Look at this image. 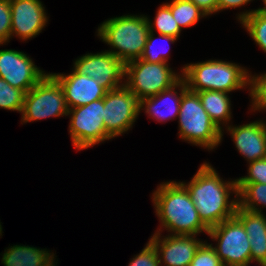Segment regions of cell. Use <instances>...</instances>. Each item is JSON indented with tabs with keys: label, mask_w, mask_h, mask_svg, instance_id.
<instances>
[{
	"label": "cell",
	"mask_w": 266,
	"mask_h": 266,
	"mask_svg": "<svg viewBox=\"0 0 266 266\" xmlns=\"http://www.w3.org/2000/svg\"><path fill=\"white\" fill-rule=\"evenodd\" d=\"M208 236L218 242L213 248L224 266L251 263V246L242 223L234 216L209 229Z\"/></svg>",
	"instance_id": "obj_9"
},
{
	"label": "cell",
	"mask_w": 266,
	"mask_h": 266,
	"mask_svg": "<svg viewBox=\"0 0 266 266\" xmlns=\"http://www.w3.org/2000/svg\"><path fill=\"white\" fill-rule=\"evenodd\" d=\"M262 1H263L264 6H266V0H262Z\"/></svg>",
	"instance_id": "obj_35"
},
{
	"label": "cell",
	"mask_w": 266,
	"mask_h": 266,
	"mask_svg": "<svg viewBox=\"0 0 266 266\" xmlns=\"http://www.w3.org/2000/svg\"><path fill=\"white\" fill-rule=\"evenodd\" d=\"M25 92L12 87L0 77V108L21 113Z\"/></svg>",
	"instance_id": "obj_25"
},
{
	"label": "cell",
	"mask_w": 266,
	"mask_h": 266,
	"mask_svg": "<svg viewBox=\"0 0 266 266\" xmlns=\"http://www.w3.org/2000/svg\"><path fill=\"white\" fill-rule=\"evenodd\" d=\"M196 93L211 120L224 132V129H222L224 127L222 126H229L232 118L229 93L214 90L199 91Z\"/></svg>",
	"instance_id": "obj_20"
},
{
	"label": "cell",
	"mask_w": 266,
	"mask_h": 266,
	"mask_svg": "<svg viewBox=\"0 0 266 266\" xmlns=\"http://www.w3.org/2000/svg\"><path fill=\"white\" fill-rule=\"evenodd\" d=\"M11 39V7L10 0H0V44Z\"/></svg>",
	"instance_id": "obj_31"
},
{
	"label": "cell",
	"mask_w": 266,
	"mask_h": 266,
	"mask_svg": "<svg viewBox=\"0 0 266 266\" xmlns=\"http://www.w3.org/2000/svg\"><path fill=\"white\" fill-rule=\"evenodd\" d=\"M190 194L200 220L208 228L235 216L238 206L236 179L224 181L209 162H204L190 182H181ZM230 194L235 197L230 199Z\"/></svg>",
	"instance_id": "obj_1"
},
{
	"label": "cell",
	"mask_w": 266,
	"mask_h": 266,
	"mask_svg": "<svg viewBox=\"0 0 266 266\" xmlns=\"http://www.w3.org/2000/svg\"><path fill=\"white\" fill-rule=\"evenodd\" d=\"M250 265V263H248V264H244V265H241V266H249Z\"/></svg>",
	"instance_id": "obj_36"
},
{
	"label": "cell",
	"mask_w": 266,
	"mask_h": 266,
	"mask_svg": "<svg viewBox=\"0 0 266 266\" xmlns=\"http://www.w3.org/2000/svg\"><path fill=\"white\" fill-rule=\"evenodd\" d=\"M161 39H163L164 41L166 40L167 42L169 43H175L178 38H175V37H172V36H165V35H159ZM155 33L149 31L148 33V36H147V41H146V45H145V49H144V52L142 54V57L141 59L142 60H145L147 62H150V63H161V62H167L168 63V59L170 56L169 55V51L168 54L166 53V51H163L164 50V47H163V50H160L156 49L155 48ZM166 49V48H165Z\"/></svg>",
	"instance_id": "obj_27"
},
{
	"label": "cell",
	"mask_w": 266,
	"mask_h": 266,
	"mask_svg": "<svg viewBox=\"0 0 266 266\" xmlns=\"http://www.w3.org/2000/svg\"><path fill=\"white\" fill-rule=\"evenodd\" d=\"M147 20L149 23V30L151 32H158V35H167L175 38L180 37L182 29L179 27L178 23L174 19L170 8L165 3H163L158 8L156 16L154 17V22H152L149 17H147Z\"/></svg>",
	"instance_id": "obj_24"
},
{
	"label": "cell",
	"mask_w": 266,
	"mask_h": 266,
	"mask_svg": "<svg viewBox=\"0 0 266 266\" xmlns=\"http://www.w3.org/2000/svg\"><path fill=\"white\" fill-rule=\"evenodd\" d=\"M140 100L125 85L107 91L104 97L103 122L113 137L130 130L140 113Z\"/></svg>",
	"instance_id": "obj_10"
},
{
	"label": "cell",
	"mask_w": 266,
	"mask_h": 266,
	"mask_svg": "<svg viewBox=\"0 0 266 266\" xmlns=\"http://www.w3.org/2000/svg\"><path fill=\"white\" fill-rule=\"evenodd\" d=\"M46 74L24 52L15 49L0 50V77L12 87L27 93Z\"/></svg>",
	"instance_id": "obj_12"
},
{
	"label": "cell",
	"mask_w": 266,
	"mask_h": 266,
	"mask_svg": "<svg viewBox=\"0 0 266 266\" xmlns=\"http://www.w3.org/2000/svg\"><path fill=\"white\" fill-rule=\"evenodd\" d=\"M197 7L204 11L208 16L217 13L218 0H191Z\"/></svg>",
	"instance_id": "obj_32"
},
{
	"label": "cell",
	"mask_w": 266,
	"mask_h": 266,
	"mask_svg": "<svg viewBox=\"0 0 266 266\" xmlns=\"http://www.w3.org/2000/svg\"><path fill=\"white\" fill-rule=\"evenodd\" d=\"M178 23L179 27L186 28L194 26L202 17L208 15L197 7L191 0H171L165 3Z\"/></svg>",
	"instance_id": "obj_22"
},
{
	"label": "cell",
	"mask_w": 266,
	"mask_h": 266,
	"mask_svg": "<svg viewBox=\"0 0 266 266\" xmlns=\"http://www.w3.org/2000/svg\"><path fill=\"white\" fill-rule=\"evenodd\" d=\"M73 69L97 81L107 91L125 85V63L111 52L87 53L75 60Z\"/></svg>",
	"instance_id": "obj_11"
},
{
	"label": "cell",
	"mask_w": 266,
	"mask_h": 266,
	"mask_svg": "<svg viewBox=\"0 0 266 266\" xmlns=\"http://www.w3.org/2000/svg\"><path fill=\"white\" fill-rule=\"evenodd\" d=\"M177 119L180 139L210 151L222 142L224 133L211 120L196 92L183 94Z\"/></svg>",
	"instance_id": "obj_5"
},
{
	"label": "cell",
	"mask_w": 266,
	"mask_h": 266,
	"mask_svg": "<svg viewBox=\"0 0 266 266\" xmlns=\"http://www.w3.org/2000/svg\"><path fill=\"white\" fill-rule=\"evenodd\" d=\"M190 266H224L216 254L212 243L204 242L197 250Z\"/></svg>",
	"instance_id": "obj_29"
},
{
	"label": "cell",
	"mask_w": 266,
	"mask_h": 266,
	"mask_svg": "<svg viewBox=\"0 0 266 266\" xmlns=\"http://www.w3.org/2000/svg\"><path fill=\"white\" fill-rule=\"evenodd\" d=\"M11 38L27 41L39 35L48 22L40 0H10Z\"/></svg>",
	"instance_id": "obj_14"
},
{
	"label": "cell",
	"mask_w": 266,
	"mask_h": 266,
	"mask_svg": "<svg viewBox=\"0 0 266 266\" xmlns=\"http://www.w3.org/2000/svg\"><path fill=\"white\" fill-rule=\"evenodd\" d=\"M181 72L187 89L192 92L214 90L230 93L242 88L249 91L248 70L229 61L215 59L185 64Z\"/></svg>",
	"instance_id": "obj_3"
},
{
	"label": "cell",
	"mask_w": 266,
	"mask_h": 266,
	"mask_svg": "<svg viewBox=\"0 0 266 266\" xmlns=\"http://www.w3.org/2000/svg\"><path fill=\"white\" fill-rule=\"evenodd\" d=\"M187 90V85L181 77L170 88L163 90L155 96L140 100V111L144 110L150 118L158 122L174 120L179 116L180 102Z\"/></svg>",
	"instance_id": "obj_17"
},
{
	"label": "cell",
	"mask_w": 266,
	"mask_h": 266,
	"mask_svg": "<svg viewBox=\"0 0 266 266\" xmlns=\"http://www.w3.org/2000/svg\"><path fill=\"white\" fill-rule=\"evenodd\" d=\"M249 96L253 112L266 110V73L252 75L250 72Z\"/></svg>",
	"instance_id": "obj_26"
},
{
	"label": "cell",
	"mask_w": 266,
	"mask_h": 266,
	"mask_svg": "<svg viewBox=\"0 0 266 266\" xmlns=\"http://www.w3.org/2000/svg\"><path fill=\"white\" fill-rule=\"evenodd\" d=\"M154 233L149 239L155 246L160 266H190L197 250L205 242L196 235H166Z\"/></svg>",
	"instance_id": "obj_13"
},
{
	"label": "cell",
	"mask_w": 266,
	"mask_h": 266,
	"mask_svg": "<svg viewBox=\"0 0 266 266\" xmlns=\"http://www.w3.org/2000/svg\"><path fill=\"white\" fill-rule=\"evenodd\" d=\"M103 110L104 98L68 110L69 133L76 150L88 149L113 138L105 129Z\"/></svg>",
	"instance_id": "obj_8"
},
{
	"label": "cell",
	"mask_w": 266,
	"mask_h": 266,
	"mask_svg": "<svg viewBox=\"0 0 266 266\" xmlns=\"http://www.w3.org/2000/svg\"><path fill=\"white\" fill-rule=\"evenodd\" d=\"M145 15H122L109 18L98 26L97 36L110 46L114 56L125 64L140 59L149 33Z\"/></svg>",
	"instance_id": "obj_4"
},
{
	"label": "cell",
	"mask_w": 266,
	"mask_h": 266,
	"mask_svg": "<svg viewBox=\"0 0 266 266\" xmlns=\"http://www.w3.org/2000/svg\"><path fill=\"white\" fill-rule=\"evenodd\" d=\"M55 254L47 249L29 245H13L4 250L1 263L4 266H56Z\"/></svg>",
	"instance_id": "obj_19"
},
{
	"label": "cell",
	"mask_w": 266,
	"mask_h": 266,
	"mask_svg": "<svg viewBox=\"0 0 266 266\" xmlns=\"http://www.w3.org/2000/svg\"><path fill=\"white\" fill-rule=\"evenodd\" d=\"M2 235V225H1V222H0V236Z\"/></svg>",
	"instance_id": "obj_34"
},
{
	"label": "cell",
	"mask_w": 266,
	"mask_h": 266,
	"mask_svg": "<svg viewBox=\"0 0 266 266\" xmlns=\"http://www.w3.org/2000/svg\"><path fill=\"white\" fill-rule=\"evenodd\" d=\"M237 199L240 208L262 213V208L266 207V184L247 183L238 192Z\"/></svg>",
	"instance_id": "obj_23"
},
{
	"label": "cell",
	"mask_w": 266,
	"mask_h": 266,
	"mask_svg": "<svg viewBox=\"0 0 266 266\" xmlns=\"http://www.w3.org/2000/svg\"><path fill=\"white\" fill-rule=\"evenodd\" d=\"M152 203L160 222L155 233L167 230L170 235L208 234L186 187L179 181L163 182L152 193ZM163 228V229H162Z\"/></svg>",
	"instance_id": "obj_2"
},
{
	"label": "cell",
	"mask_w": 266,
	"mask_h": 266,
	"mask_svg": "<svg viewBox=\"0 0 266 266\" xmlns=\"http://www.w3.org/2000/svg\"><path fill=\"white\" fill-rule=\"evenodd\" d=\"M253 0H218L217 2V12L223 11L231 8H238L245 6V4L250 3Z\"/></svg>",
	"instance_id": "obj_33"
},
{
	"label": "cell",
	"mask_w": 266,
	"mask_h": 266,
	"mask_svg": "<svg viewBox=\"0 0 266 266\" xmlns=\"http://www.w3.org/2000/svg\"><path fill=\"white\" fill-rule=\"evenodd\" d=\"M128 266H160L157 250L150 240L142 251L130 260Z\"/></svg>",
	"instance_id": "obj_30"
},
{
	"label": "cell",
	"mask_w": 266,
	"mask_h": 266,
	"mask_svg": "<svg viewBox=\"0 0 266 266\" xmlns=\"http://www.w3.org/2000/svg\"><path fill=\"white\" fill-rule=\"evenodd\" d=\"M125 77V86L142 100L170 88L181 73L172 70L167 62L150 63L140 58L125 64Z\"/></svg>",
	"instance_id": "obj_6"
},
{
	"label": "cell",
	"mask_w": 266,
	"mask_h": 266,
	"mask_svg": "<svg viewBox=\"0 0 266 266\" xmlns=\"http://www.w3.org/2000/svg\"><path fill=\"white\" fill-rule=\"evenodd\" d=\"M235 217L242 223L251 246V263L266 266V216L237 206Z\"/></svg>",
	"instance_id": "obj_18"
},
{
	"label": "cell",
	"mask_w": 266,
	"mask_h": 266,
	"mask_svg": "<svg viewBox=\"0 0 266 266\" xmlns=\"http://www.w3.org/2000/svg\"><path fill=\"white\" fill-rule=\"evenodd\" d=\"M238 152L248 162L266 158V122L256 120L239 126H226Z\"/></svg>",
	"instance_id": "obj_16"
},
{
	"label": "cell",
	"mask_w": 266,
	"mask_h": 266,
	"mask_svg": "<svg viewBox=\"0 0 266 266\" xmlns=\"http://www.w3.org/2000/svg\"><path fill=\"white\" fill-rule=\"evenodd\" d=\"M63 89L68 109L84 106L105 97L107 90L93 78L77 73H50Z\"/></svg>",
	"instance_id": "obj_15"
},
{
	"label": "cell",
	"mask_w": 266,
	"mask_h": 266,
	"mask_svg": "<svg viewBox=\"0 0 266 266\" xmlns=\"http://www.w3.org/2000/svg\"><path fill=\"white\" fill-rule=\"evenodd\" d=\"M236 18L259 48L266 53V6L241 12Z\"/></svg>",
	"instance_id": "obj_21"
},
{
	"label": "cell",
	"mask_w": 266,
	"mask_h": 266,
	"mask_svg": "<svg viewBox=\"0 0 266 266\" xmlns=\"http://www.w3.org/2000/svg\"><path fill=\"white\" fill-rule=\"evenodd\" d=\"M246 176L236 179L237 191L239 192L247 183H264L266 184V158L258 159L248 163Z\"/></svg>",
	"instance_id": "obj_28"
},
{
	"label": "cell",
	"mask_w": 266,
	"mask_h": 266,
	"mask_svg": "<svg viewBox=\"0 0 266 266\" xmlns=\"http://www.w3.org/2000/svg\"><path fill=\"white\" fill-rule=\"evenodd\" d=\"M68 106L58 81L47 73L25 93L21 123L43 120L48 117L68 116Z\"/></svg>",
	"instance_id": "obj_7"
}]
</instances>
